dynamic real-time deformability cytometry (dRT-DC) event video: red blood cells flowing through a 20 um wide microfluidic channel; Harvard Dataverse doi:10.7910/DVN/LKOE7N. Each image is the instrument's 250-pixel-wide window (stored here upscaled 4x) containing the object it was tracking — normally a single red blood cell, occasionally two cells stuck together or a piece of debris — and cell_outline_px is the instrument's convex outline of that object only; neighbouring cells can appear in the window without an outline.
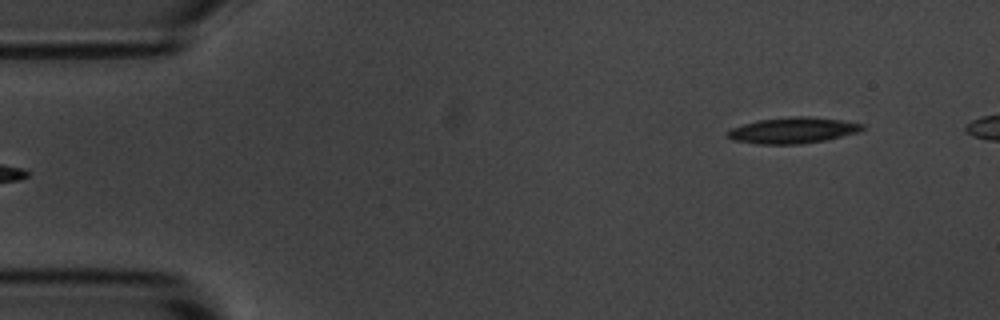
{"species": "common noctule bat (a hibernating species)", "species_latin": "Nyctalus noctula", "temperature_condition": "room temperature", "stored_images_in_passage": 4, "camera_frame_rate_fps": 3000, "um_per_image_px": 0.085, "animal": {"sex": "male", "body_mass_g": 20.1, "forearm_length_mm": 53.5}, "frame": {"image": 1, "passage_image": 4, "time_ms": 4.333, "image_size_px": [1000, 320], "cell_outline_px": [[864, 128], [856, 132], [824, 140], [800, 144], [756, 144], [732, 140], [724, 136], [732, 128], [756, 120], [796, 116], [808, 116], [840, 120], [864, 124]], "centroid_in_image_um": [67.32, 11.08], "position_along_channel_um": 17.7, "area_um2": 20.23}}